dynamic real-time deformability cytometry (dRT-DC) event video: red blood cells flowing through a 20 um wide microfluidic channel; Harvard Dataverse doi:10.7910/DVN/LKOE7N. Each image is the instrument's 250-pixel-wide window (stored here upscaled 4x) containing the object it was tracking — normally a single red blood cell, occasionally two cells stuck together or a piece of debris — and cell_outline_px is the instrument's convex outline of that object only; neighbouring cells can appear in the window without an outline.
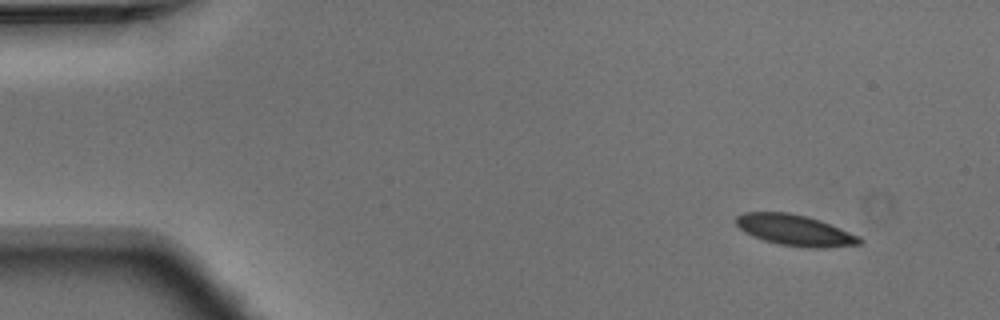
{"species": "Egyptian fruit bat (a non-hibernating species)", "species_latin": "Rousettus aegyptiacus", "temperature_condition": "warm", "stored_images_in_passage": 6, "camera_frame_rate_fps": 3000, "um_per_image_px": 0.085, "animal": {"sex": "male"}, "frame": {"image": 1, "passage_image": 1, "time_ms": 0.0, "image_size_px": [1000, 320], "cell_outline_px": [[864, 240], [860, 244], [824, 248], [808, 248], [780, 244], [764, 240], [752, 236], [744, 232], [736, 224], [736, 216], [744, 212], [788, 212], [808, 216], [820, 220], [860, 236]], "centroid_in_image_um": [67.58, 19.56], "position_along_channel_um": 17.4, "area_um2": 22.37}}
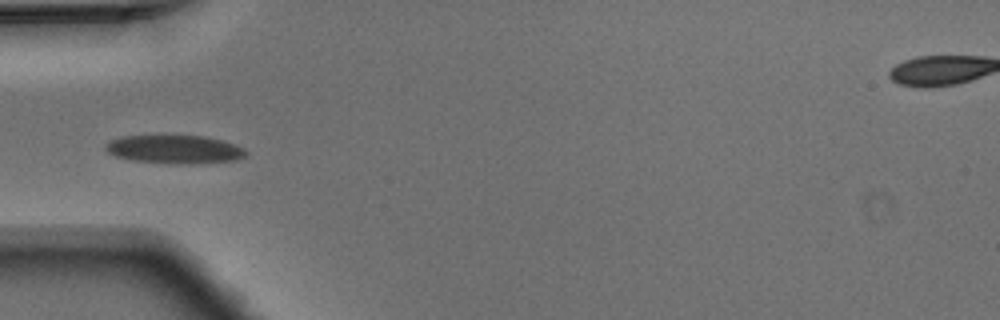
{"frame": {"image": 2, "passage_image": 4, "time_ms": 1.0, "image_size_px": [1000, 320], "cell_outline_px": [[248, 152], [244, 156], [236, 160], [176, 164], [132, 160], [116, 156], [108, 152], [104, 148], [104, 144], [120, 136], [204, 136], [220, 140], [244, 148]], "centroid_in_image_um": [14.8, 12.69], "position_along_channel_um": 70.2, "area_um2": 22.83}}